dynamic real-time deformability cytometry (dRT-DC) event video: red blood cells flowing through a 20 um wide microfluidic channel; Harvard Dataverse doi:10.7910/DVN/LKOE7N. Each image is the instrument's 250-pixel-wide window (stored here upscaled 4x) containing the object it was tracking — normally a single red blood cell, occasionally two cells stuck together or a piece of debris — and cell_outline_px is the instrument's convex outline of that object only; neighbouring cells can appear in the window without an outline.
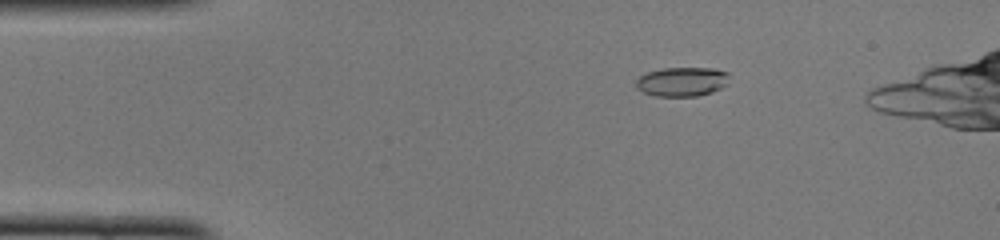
{"species": "common noctule bat (a hibernating species)", "species_latin": "Nyctalus noctula", "temperature_condition": "cold", "stored_images_in_passage": 39, "camera_frame_rate_fps": 3000, "um_per_image_px": 0.085, "animal": {"sex": "female", "body_mass_g": 22.0, "forearm_length_mm": 56.7}, "frame": {"image": 1, "passage_image": 2, "time_ms": 0.333, "image_size_px": [1000, 240], "cell_outline_px": [[728, 84], [712, 92], [696, 96], [656, 96], [644, 92], [636, 88], [636, 80], [640, 76], [648, 72], [660, 68], [716, 68], [728, 72]], "centroid_in_image_um": [57.98, 6.93], "position_along_channel_um": 27.0, "area_um2": 15.95}}
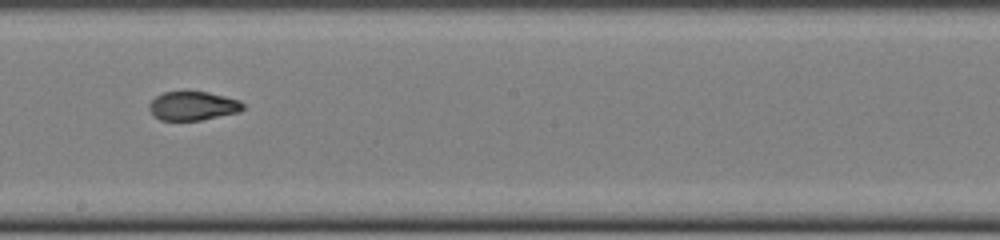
{"frame": {"image": 2, "passage_image": 21, "time_ms": 6.667, "image_size_px": [1000, 240], "cell_outline_px": [[244, 108], [240, 112], [200, 120], [160, 120], [152, 116], [148, 108], [148, 104], [156, 96], [164, 92], [184, 88], [188, 88], [208, 92], [240, 100], [244, 104]], "centroid_in_image_um": [16.35, 8.95], "position_along_channel_um": 231.8, "area_um2": 16.53}}
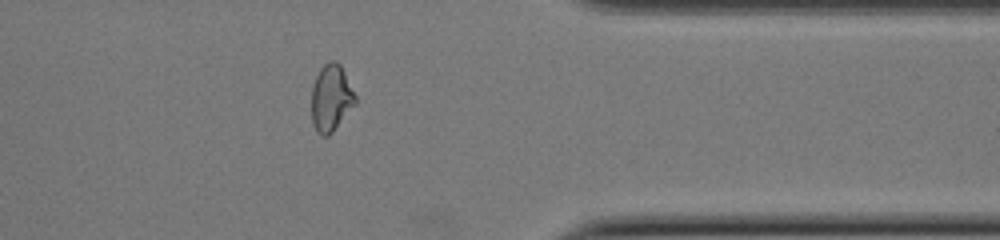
{"frame": {"image": 3, "passage_image": 33, "time_ms": 10.667, "image_size_px": [1000, 240], "cell_outline_px": [[356, 104], [332, 132], [328, 136], [320, 136], [316, 132], [312, 124], [312, 84], [320, 68], [328, 60], [336, 60], [340, 64], [356, 96]], "centroid_in_image_um": [28.13, 8.33], "position_along_channel_um": 383.3, "area_um2": 17.17}, "authors_computed_cell_mechanics": {"area_um2": 16.6464, "velocity_mm_per_s": 4.1098, "shape_relaxation_time_tau1_ms": null, "shape_relaxation_time_tau2_ms": 1.3095, "deformation_change_tau1": null, "deformation_change_tau2": 0.0642}}